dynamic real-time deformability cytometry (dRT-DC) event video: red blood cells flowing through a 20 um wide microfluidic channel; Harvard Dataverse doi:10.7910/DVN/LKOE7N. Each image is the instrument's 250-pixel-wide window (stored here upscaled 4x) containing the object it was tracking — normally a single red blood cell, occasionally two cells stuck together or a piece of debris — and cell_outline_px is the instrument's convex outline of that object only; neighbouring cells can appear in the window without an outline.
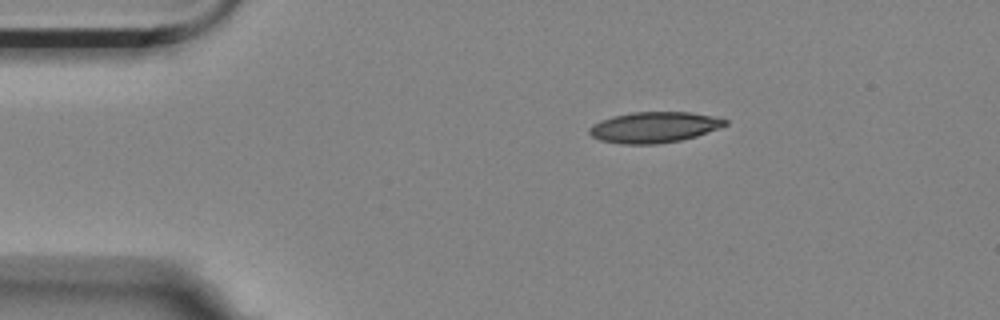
{"species": "Egyptian fruit bat (a non-hibernating species)", "species_latin": "Rousettus aegyptiacus", "temperature_condition": "room temperature", "stored_images_in_passage": 47, "camera_frame_rate_fps": 3000, "um_per_image_px": 0.085, "animal": {"sex": "female"}, "frame": {"image": 1, "passage_image": 1, "time_ms": 0.0, "image_size_px": [1000, 320], "cell_outline_px": [[728, 124], [696, 136], [680, 140], [656, 144], [624, 144], [600, 140], [592, 136], [588, 132], [588, 128], [592, 124], [600, 120], [612, 116], [632, 112], [688, 112], [712, 116], [728, 120]], "centroid_in_image_um": [55.56, 10.81], "position_along_channel_um": 29.4, "area_um2": 24.28}}
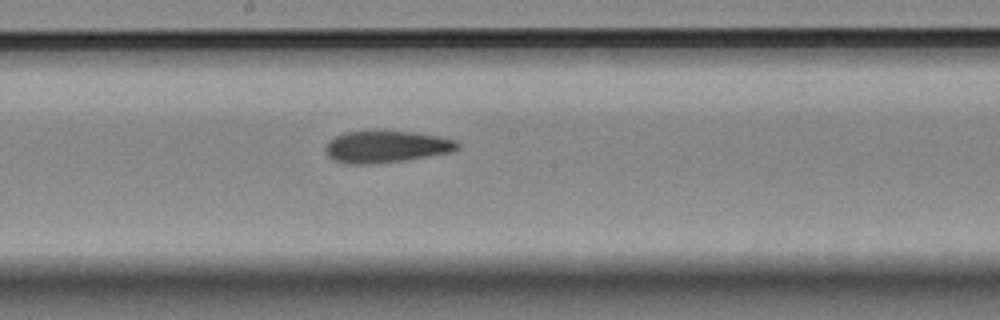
{"frame": {"image": 2, "passage_image": 21, "time_ms": 6.667, "image_size_px": [1000, 320], "cell_outline_px": [[460, 148], [452, 152], [404, 160], [372, 164], [348, 164], [336, 160], [328, 156], [324, 148], [328, 140], [344, 132], [376, 128], [416, 132], [440, 136], [456, 140], [460, 144]], "centroid_in_image_um": [32.83, 12.42], "position_along_channel_um": 215.4, "area_um2": 25.43}}
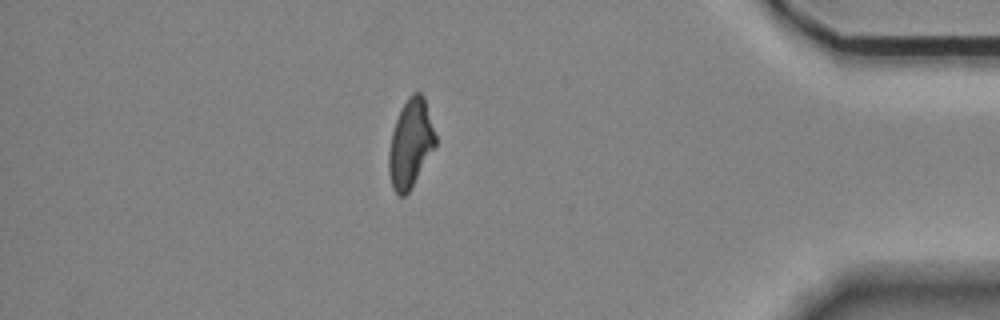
{"frame": {"image": 3, "passage_image": 40, "time_ms": 13.0, "image_size_px": [1000, 320], "cell_outline_px": [[436, 144], [408, 192], [404, 196], [400, 196], [392, 188], [388, 172], [388, 152], [392, 132], [396, 120], [408, 96], [412, 92], [420, 92], [424, 96], [436, 136]], "centroid_in_image_um": [34.88, 12.19], "position_along_channel_um": 400.3, "area_um2": 23.64}, "authors_computed_cell_mechanics": {"area_um2": 24.5072, "velocity_mm_per_s": 3.5215, "shape_relaxation_time_tau1_ms": null, "shape_relaxation_time_tau2_ms": 4.7583, "deformation_change_tau1": null, "deformation_change_tau2": 0.1381}}